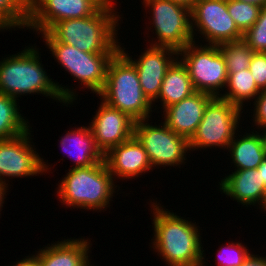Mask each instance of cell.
<instances>
[{
	"label": "cell",
	"mask_w": 266,
	"mask_h": 266,
	"mask_svg": "<svg viewBox=\"0 0 266 266\" xmlns=\"http://www.w3.org/2000/svg\"><path fill=\"white\" fill-rule=\"evenodd\" d=\"M39 55L38 49L30 46L0 61V93L17 100L20 95L37 93L56 99L63 105L72 104L78 95L49 78Z\"/></svg>",
	"instance_id": "1"
},
{
	"label": "cell",
	"mask_w": 266,
	"mask_h": 266,
	"mask_svg": "<svg viewBox=\"0 0 266 266\" xmlns=\"http://www.w3.org/2000/svg\"><path fill=\"white\" fill-rule=\"evenodd\" d=\"M152 247L169 266H205L200 229L176 213L152 202ZM167 210V211H166Z\"/></svg>",
	"instance_id": "2"
},
{
	"label": "cell",
	"mask_w": 266,
	"mask_h": 266,
	"mask_svg": "<svg viewBox=\"0 0 266 266\" xmlns=\"http://www.w3.org/2000/svg\"><path fill=\"white\" fill-rule=\"evenodd\" d=\"M114 7L112 0H108L95 14L56 22L46 32L54 40L83 52L117 53L121 46L116 37L117 27L122 17Z\"/></svg>",
	"instance_id": "3"
},
{
	"label": "cell",
	"mask_w": 266,
	"mask_h": 266,
	"mask_svg": "<svg viewBox=\"0 0 266 266\" xmlns=\"http://www.w3.org/2000/svg\"><path fill=\"white\" fill-rule=\"evenodd\" d=\"M105 161L90 167L70 168L58 185L57 196L66 207L102 211L109 207L115 189Z\"/></svg>",
	"instance_id": "4"
},
{
	"label": "cell",
	"mask_w": 266,
	"mask_h": 266,
	"mask_svg": "<svg viewBox=\"0 0 266 266\" xmlns=\"http://www.w3.org/2000/svg\"><path fill=\"white\" fill-rule=\"evenodd\" d=\"M108 106L135 121L149 119L152 103L144 95L135 66L118 51L110 60L105 85L98 94Z\"/></svg>",
	"instance_id": "5"
},
{
	"label": "cell",
	"mask_w": 266,
	"mask_h": 266,
	"mask_svg": "<svg viewBox=\"0 0 266 266\" xmlns=\"http://www.w3.org/2000/svg\"><path fill=\"white\" fill-rule=\"evenodd\" d=\"M41 35L49 51L65 71L98 95L105 85L109 62L116 53L83 52L54 40L47 32H41Z\"/></svg>",
	"instance_id": "6"
},
{
	"label": "cell",
	"mask_w": 266,
	"mask_h": 266,
	"mask_svg": "<svg viewBox=\"0 0 266 266\" xmlns=\"http://www.w3.org/2000/svg\"><path fill=\"white\" fill-rule=\"evenodd\" d=\"M178 56L188 70L195 91L219 97L222 88L226 89L228 72L218 45L202 47L193 42L180 50Z\"/></svg>",
	"instance_id": "7"
},
{
	"label": "cell",
	"mask_w": 266,
	"mask_h": 266,
	"mask_svg": "<svg viewBox=\"0 0 266 266\" xmlns=\"http://www.w3.org/2000/svg\"><path fill=\"white\" fill-rule=\"evenodd\" d=\"M241 108L220 97H213L206 105L203 118L192 138L190 151L199 148L228 149L239 127ZM236 133V134H235Z\"/></svg>",
	"instance_id": "8"
},
{
	"label": "cell",
	"mask_w": 266,
	"mask_h": 266,
	"mask_svg": "<svg viewBox=\"0 0 266 266\" xmlns=\"http://www.w3.org/2000/svg\"><path fill=\"white\" fill-rule=\"evenodd\" d=\"M152 13V27L157 34L153 46L169 47L179 52L186 45L196 42L191 27V10L171 0H143Z\"/></svg>",
	"instance_id": "9"
},
{
	"label": "cell",
	"mask_w": 266,
	"mask_h": 266,
	"mask_svg": "<svg viewBox=\"0 0 266 266\" xmlns=\"http://www.w3.org/2000/svg\"><path fill=\"white\" fill-rule=\"evenodd\" d=\"M148 121H135L134 136L143 145L152 167L185 163L186 153L190 151L189 140L173 132L164 122L154 126Z\"/></svg>",
	"instance_id": "10"
},
{
	"label": "cell",
	"mask_w": 266,
	"mask_h": 266,
	"mask_svg": "<svg viewBox=\"0 0 266 266\" xmlns=\"http://www.w3.org/2000/svg\"><path fill=\"white\" fill-rule=\"evenodd\" d=\"M191 27L193 37L195 30L200 32L208 45L238 41L243 37L227 11V0H198L191 9Z\"/></svg>",
	"instance_id": "11"
},
{
	"label": "cell",
	"mask_w": 266,
	"mask_h": 266,
	"mask_svg": "<svg viewBox=\"0 0 266 266\" xmlns=\"http://www.w3.org/2000/svg\"><path fill=\"white\" fill-rule=\"evenodd\" d=\"M30 132L29 129L15 138L0 140V182L4 185L8 186L6 177H31L49 170L50 165L31 145Z\"/></svg>",
	"instance_id": "12"
},
{
	"label": "cell",
	"mask_w": 266,
	"mask_h": 266,
	"mask_svg": "<svg viewBox=\"0 0 266 266\" xmlns=\"http://www.w3.org/2000/svg\"><path fill=\"white\" fill-rule=\"evenodd\" d=\"M108 0H29L27 29L46 32L65 19L85 18L95 14Z\"/></svg>",
	"instance_id": "13"
},
{
	"label": "cell",
	"mask_w": 266,
	"mask_h": 266,
	"mask_svg": "<svg viewBox=\"0 0 266 266\" xmlns=\"http://www.w3.org/2000/svg\"><path fill=\"white\" fill-rule=\"evenodd\" d=\"M149 46L137 60H133L129 56L130 54L124 51L126 48L120 47L119 51L135 66L141 89L149 101L154 104L153 102L158 100L167 69L179 56L176 50L169 47Z\"/></svg>",
	"instance_id": "14"
},
{
	"label": "cell",
	"mask_w": 266,
	"mask_h": 266,
	"mask_svg": "<svg viewBox=\"0 0 266 266\" xmlns=\"http://www.w3.org/2000/svg\"><path fill=\"white\" fill-rule=\"evenodd\" d=\"M91 121L89 127L97 147L103 154L134 136L135 120L102 100Z\"/></svg>",
	"instance_id": "15"
},
{
	"label": "cell",
	"mask_w": 266,
	"mask_h": 266,
	"mask_svg": "<svg viewBox=\"0 0 266 266\" xmlns=\"http://www.w3.org/2000/svg\"><path fill=\"white\" fill-rule=\"evenodd\" d=\"M104 161L114 180L116 176L117 179H133L153 169L147 152L135 136L109 149Z\"/></svg>",
	"instance_id": "16"
},
{
	"label": "cell",
	"mask_w": 266,
	"mask_h": 266,
	"mask_svg": "<svg viewBox=\"0 0 266 266\" xmlns=\"http://www.w3.org/2000/svg\"><path fill=\"white\" fill-rule=\"evenodd\" d=\"M212 98L213 96L208 93L195 91L163 110L164 123L176 134L190 140L203 118L206 105Z\"/></svg>",
	"instance_id": "17"
},
{
	"label": "cell",
	"mask_w": 266,
	"mask_h": 266,
	"mask_svg": "<svg viewBox=\"0 0 266 266\" xmlns=\"http://www.w3.org/2000/svg\"><path fill=\"white\" fill-rule=\"evenodd\" d=\"M219 185L220 192L237 200L243 206H256L258 203L261 207L264 202L266 185L257 169L235 170L222 178Z\"/></svg>",
	"instance_id": "18"
},
{
	"label": "cell",
	"mask_w": 266,
	"mask_h": 266,
	"mask_svg": "<svg viewBox=\"0 0 266 266\" xmlns=\"http://www.w3.org/2000/svg\"><path fill=\"white\" fill-rule=\"evenodd\" d=\"M89 239H64L37 251L40 266H92Z\"/></svg>",
	"instance_id": "19"
},
{
	"label": "cell",
	"mask_w": 266,
	"mask_h": 266,
	"mask_svg": "<svg viewBox=\"0 0 266 266\" xmlns=\"http://www.w3.org/2000/svg\"><path fill=\"white\" fill-rule=\"evenodd\" d=\"M59 142L64 152L74 161V169L90 167L104 161V154L97 147L89 126L67 131Z\"/></svg>",
	"instance_id": "20"
},
{
	"label": "cell",
	"mask_w": 266,
	"mask_h": 266,
	"mask_svg": "<svg viewBox=\"0 0 266 266\" xmlns=\"http://www.w3.org/2000/svg\"><path fill=\"white\" fill-rule=\"evenodd\" d=\"M195 92L186 66L177 58L167 69L158 98L163 110Z\"/></svg>",
	"instance_id": "21"
},
{
	"label": "cell",
	"mask_w": 266,
	"mask_h": 266,
	"mask_svg": "<svg viewBox=\"0 0 266 266\" xmlns=\"http://www.w3.org/2000/svg\"><path fill=\"white\" fill-rule=\"evenodd\" d=\"M246 133L243 137L235 136L229 143L228 151L235 170L256 169L266 156L259 132ZM237 168V169H236Z\"/></svg>",
	"instance_id": "22"
},
{
	"label": "cell",
	"mask_w": 266,
	"mask_h": 266,
	"mask_svg": "<svg viewBox=\"0 0 266 266\" xmlns=\"http://www.w3.org/2000/svg\"><path fill=\"white\" fill-rule=\"evenodd\" d=\"M228 88L225 94L220 93V98L235 104L243 110V103L256 99L261 90L256 85L252 74L248 69L239 70L238 72L228 73V80L226 84Z\"/></svg>",
	"instance_id": "23"
},
{
	"label": "cell",
	"mask_w": 266,
	"mask_h": 266,
	"mask_svg": "<svg viewBox=\"0 0 266 266\" xmlns=\"http://www.w3.org/2000/svg\"><path fill=\"white\" fill-rule=\"evenodd\" d=\"M19 108L17 99L0 93V140L15 138L31 129Z\"/></svg>",
	"instance_id": "24"
},
{
	"label": "cell",
	"mask_w": 266,
	"mask_h": 266,
	"mask_svg": "<svg viewBox=\"0 0 266 266\" xmlns=\"http://www.w3.org/2000/svg\"><path fill=\"white\" fill-rule=\"evenodd\" d=\"M29 0H0V30L27 28Z\"/></svg>",
	"instance_id": "25"
},
{
	"label": "cell",
	"mask_w": 266,
	"mask_h": 266,
	"mask_svg": "<svg viewBox=\"0 0 266 266\" xmlns=\"http://www.w3.org/2000/svg\"><path fill=\"white\" fill-rule=\"evenodd\" d=\"M218 48L225 59L228 73L249 68L254 51L242 39L221 43Z\"/></svg>",
	"instance_id": "26"
},
{
	"label": "cell",
	"mask_w": 266,
	"mask_h": 266,
	"mask_svg": "<svg viewBox=\"0 0 266 266\" xmlns=\"http://www.w3.org/2000/svg\"><path fill=\"white\" fill-rule=\"evenodd\" d=\"M261 8L238 0H227V11L242 34L257 21Z\"/></svg>",
	"instance_id": "27"
},
{
	"label": "cell",
	"mask_w": 266,
	"mask_h": 266,
	"mask_svg": "<svg viewBox=\"0 0 266 266\" xmlns=\"http://www.w3.org/2000/svg\"><path fill=\"white\" fill-rule=\"evenodd\" d=\"M242 40L257 53H266V6L261 8L257 21L249 28Z\"/></svg>",
	"instance_id": "28"
},
{
	"label": "cell",
	"mask_w": 266,
	"mask_h": 266,
	"mask_svg": "<svg viewBox=\"0 0 266 266\" xmlns=\"http://www.w3.org/2000/svg\"><path fill=\"white\" fill-rule=\"evenodd\" d=\"M219 250L218 259L215 260L219 266H240L251 253L240 242H229Z\"/></svg>",
	"instance_id": "29"
},
{
	"label": "cell",
	"mask_w": 266,
	"mask_h": 266,
	"mask_svg": "<svg viewBox=\"0 0 266 266\" xmlns=\"http://www.w3.org/2000/svg\"><path fill=\"white\" fill-rule=\"evenodd\" d=\"M249 70L252 77L260 90L266 89V53L254 52Z\"/></svg>",
	"instance_id": "30"
},
{
	"label": "cell",
	"mask_w": 266,
	"mask_h": 266,
	"mask_svg": "<svg viewBox=\"0 0 266 266\" xmlns=\"http://www.w3.org/2000/svg\"><path fill=\"white\" fill-rule=\"evenodd\" d=\"M254 104V119L255 126L260 130V128L266 127V89L261 90V92L256 97Z\"/></svg>",
	"instance_id": "31"
},
{
	"label": "cell",
	"mask_w": 266,
	"mask_h": 266,
	"mask_svg": "<svg viewBox=\"0 0 266 266\" xmlns=\"http://www.w3.org/2000/svg\"><path fill=\"white\" fill-rule=\"evenodd\" d=\"M240 266H266V260L262 256L250 253Z\"/></svg>",
	"instance_id": "32"
},
{
	"label": "cell",
	"mask_w": 266,
	"mask_h": 266,
	"mask_svg": "<svg viewBox=\"0 0 266 266\" xmlns=\"http://www.w3.org/2000/svg\"><path fill=\"white\" fill-rule=\"evenodd\" d=\"M10 266H40L38 254L33 256H25L23 260L18 261L16 264Z\"/></svg>",
	"instance_id": "33"
},
{
	"label": "cell",
	"mask_w": 266,
	"mask_h": 266,
	"mask_svg": "<svg viewBox=\"0 0 266 266\" xmlns=\"http://www.w3.org/2000/svg\"><path fill=\"white\" fill-rule=\"evenodd\" d=\"M262 176V180L266 185V156L263 158L262 162L256 168Z\"/></svg>",
	"instance_id": "34"
},
{
	"label": "cell",
	"mask_w": 266,
	"mask_h": 266,
	"mask_svg": "<svg viewBox=\"0 0 266 266\" xmlns=\"http://www.w3.org/2000/svg\"><path fill=\"white\" fill-rule=\"evenodd\" d=\"M171 1L180 4L184 7H187L188 9L191 10L198 0H171Z\"/></svg>",
	"instance_id": "35"
},
{
	"label": "cell",
	"mask_w": 266,
	"mask_h": 266,
	"mask_svg": "<svg viewBox=\"0 0 266 266\" xmlns=\"http://www.w3.org/2000/svg\"><path fill=\"white\" fill-rule=\"evenodd\" d=\"M7 188V185H4L2 182H0V211H2V204L4 203V198H6L4 196L6 195V192H8L7 190H9Z\"/></svg>",
	"instance_id": "36"
},
{
	"label": "cell",
	"mask_w": 266,
	"mask_h": 266,
	"mask_svg": "<svg viewBox=\"0 0 266 266\" xmlns=\"http://www.w3.org/2000/svg\"><path fill=\"white\" fill-rule=\"evenodd\" d=\"M238 1L254 4L260 7L266 6V0H238Z\"/></svg>",
	"instance_id": "37"
},
{
	"label": "cell",
	"mask_w": 266,
	"mask_h": 266,
	"mask_svg": "<svg viewBox=\"0 0 266 266\" xmlns=\"http://www.w3.org/2000/svg\"><path fill=\"white\" fill-rule=\"evenodd\" d=\"M262 129H263L262 130L263 132L260 133V135H261V140H262V144H263V149H264L265 154H266V127H263Z\"/></svg>",
	"instance_id": "38"
},
{
	"label": "cell",
	"mask_w": 266,
	"mask_h": 266,
	"mask_svg": "<svg viewBox=\"0 0 266 266\" xmlns=\"http://www.w3.org/2000/svg\"><path fill=\"white\" fill-rule=\"evenodd\" d=\"M261 209H263L264 212L266 211V193H265L264 202H263V204L261 206Z\"/></svg>",
	"instance_id": "39"
}]
</instances>
